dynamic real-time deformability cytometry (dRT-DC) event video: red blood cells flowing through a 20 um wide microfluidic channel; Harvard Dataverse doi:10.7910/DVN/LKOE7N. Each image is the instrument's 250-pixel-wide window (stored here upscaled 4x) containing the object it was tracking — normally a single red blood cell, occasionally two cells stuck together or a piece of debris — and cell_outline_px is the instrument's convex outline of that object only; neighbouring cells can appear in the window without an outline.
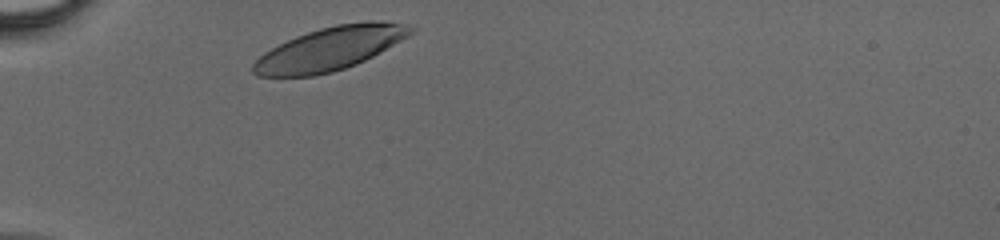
{"species": "human", "species_latin": "Homo sapiens", "temperature_condition": "cold", "stored_images_in_passage": 9, "camera_frame_rate_fps": 3000, "um_per_image_px": 0.085, "donor": {"sex": "male"}, "frame": {"image": 1, "passage_image": 1, "time_ms": 0.0, "image_size_px": [1000, 240], "cell_outline_px": [[416, 28], [408, 36], [380, 52], [356, 64], [332, 72], [312, 76], [256, 76], [252, 72], [252, 64], [264, 52], [296, 36], [320, 28], [336, 24], [372, 20], [376, 20], [400, 24]], "centroid_in_image_um": [28.02, 4.14], "position_along_channel_um": 57.0, "area_um2": 39.3}}
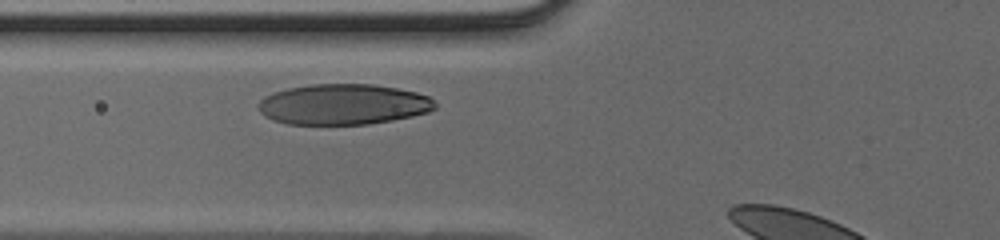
{"frame": {"image": 2, "passage_image": 5, "time_ms": 1.333, "image_size_px": [1000, 240], "cell_outline_px": [[436, 108], [428, 112], [412, 116], [392, 120], [368, 124], [288, 124], [272, 120], [264, 116], [260, 112], [256, 104], [264, 96], [288, 88], [312, 84], [376, 84], [416, 92], [428, 96], [436, 104]], "centroid_in_image_um": [29.16, 8.87], "position_along_channel_um": 96.6, "area_um2": 41.91}}
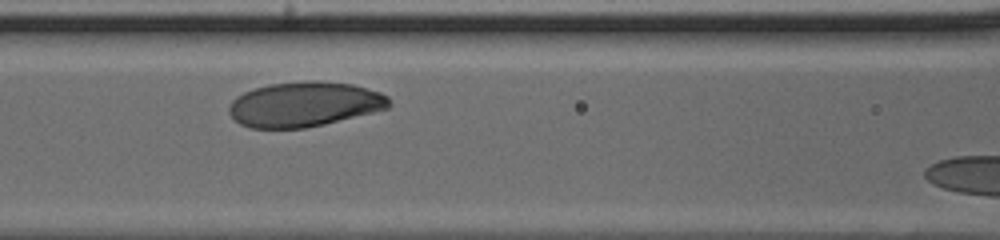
{"frame": {"image": 3, "passage_image": 8, "time_ms": 2.333, "image_size_px": [1000, 240], "cell_outline_px": [[392, 104], [388, 108], [324, 124], [304, 128], [248, 128], [240, 124], [228, 112], [228, 108], [232, 100], [236, 96], [244, 92], [256, 88], [272, 84], [304, 80], [316, 80], [352, 84], [380, 92], [388, 96]], "centroid_in_image_um": [25.86, 8.86], "position_along_channel_um": 140.7, "area_um2": 41.85}}